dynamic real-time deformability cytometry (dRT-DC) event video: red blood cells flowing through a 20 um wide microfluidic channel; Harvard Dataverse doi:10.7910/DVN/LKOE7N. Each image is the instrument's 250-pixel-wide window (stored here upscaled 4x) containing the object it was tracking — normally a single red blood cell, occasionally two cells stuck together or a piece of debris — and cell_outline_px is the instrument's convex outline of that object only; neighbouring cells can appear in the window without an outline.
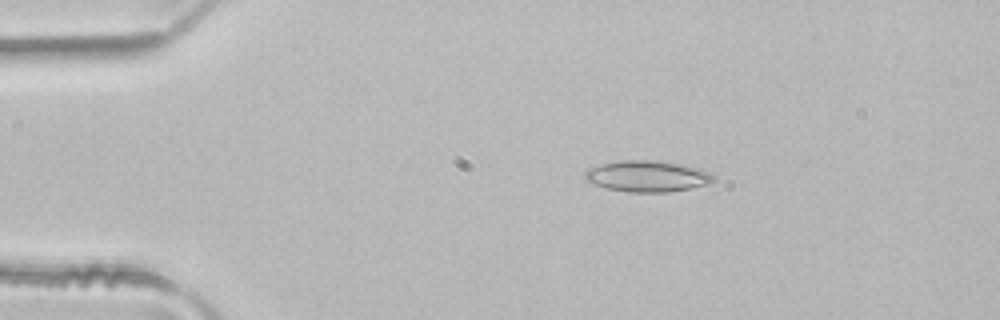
{"species": "common noctule bat (a hibernating species)", "species_latin": "Nyctalus noctula", "temperature_condition": "room temperature", "stored_images_in_passage": 46, "camera_frame_rate_fps": 3000, "um_per_image_px": 0.085, "animal": {"sex": "male", "body_mass_g": 21.5, "forearm_length_mm": 52.0}, "frame": {"image": 1, "passage_image": 6, "time_ms": 1.667, "image_size_px": [1000, 320], "cell_outline_px": [[716, 180], [708, 184], [692, 188], [668, 192], [628, 192], [608, 188], [592, 184], [584, 176], [584, 172], [600, 164], [620, 160], [656, 160], [684, 164], [700, 168], [716, 176]], "centroid_in_image_um": [55.08, 14.97], "position_along_channel_um": 29.9, "area_um2": 23.52}}
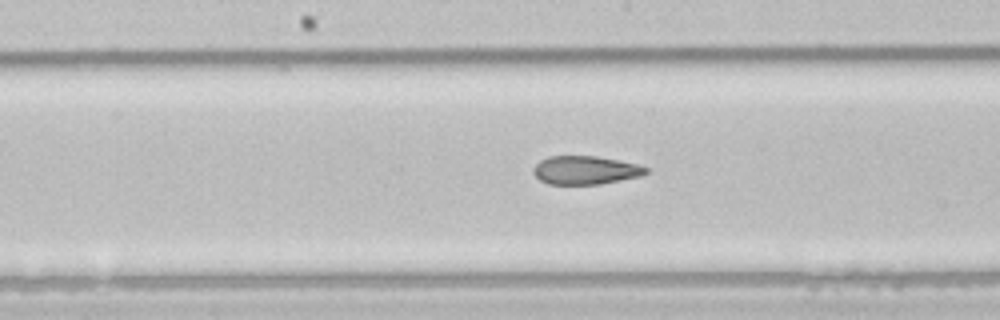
{"frame": {"image": 2, "passage_image": 22, "time_ms": 7.0, "image_size_px": [1000, 320], "cell_outline_px": [[648, 172], [640, 176], [600, 184], [548, 184], [540, 180], [532, 172], [532, 168], [540, 160], [548, 156], [596, 156], [636, 164], [648, 168]], "centroid_in_image_um": [49.71, 14.46], "position_along_channel_um": 198.5, "area_um2": 18.55}}
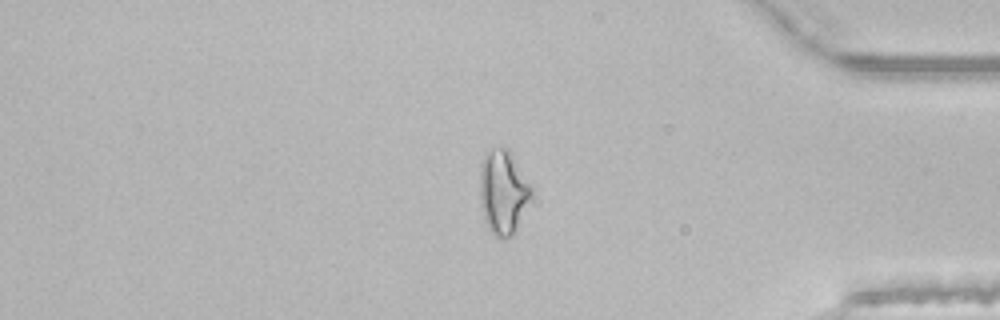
{"frame": {"image": 3, "passage_image": 38, "time_ms": 12.333, "image_size_px": [1000, 320], "cell_outline_px": [[532, 192], [516, 228], [508, 236], [496, 236], [488, 228], [484, 220], [480, 204], [480, 164], [484, 152], [492, 148], [504, 144], [512, 152], [532, 188]], "centroid_in_image_um": [42.72, 16.2], "position_along_channel_um": 392.5, "area_um2": 25.14}, "authors_computed_cell_mechanics": {"area_um2": 21.7039, "velocity_mm_per_s": 4.1435, "shape_relaxation_time_tau1_ms": null, "shape_relaxation_time_tau2_ms": 2.4399, "deformation_change_tau1": null, "deformation_change_tau2": 0.1019}}